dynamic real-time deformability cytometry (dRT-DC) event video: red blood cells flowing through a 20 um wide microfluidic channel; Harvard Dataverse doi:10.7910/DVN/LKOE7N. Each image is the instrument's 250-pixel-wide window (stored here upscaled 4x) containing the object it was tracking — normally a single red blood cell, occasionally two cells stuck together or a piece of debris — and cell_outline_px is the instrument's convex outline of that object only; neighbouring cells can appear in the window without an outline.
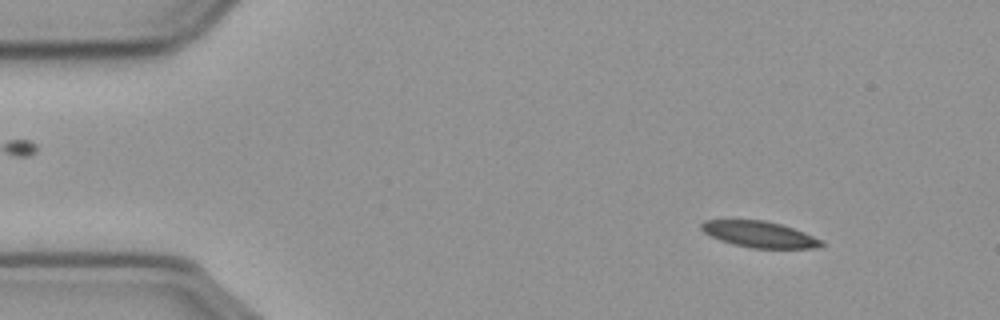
{"species": "common noctule bat (a hibernating species)", "species_latin": "Nyctalus noctula", "temperature_condition": "cold", "stored_images_in_passage": 57, "camera_frame_rate_fps": 3000, "um_per_image_px": 0.085, "animal": {"sex": "male", "body_mass_g": 23.1, "forearm_length_mm": 52.7}, "frame": {"image": 1, "passage_image": 7, "time_ms": 2.0, "image_size_px": [1000, 320], "cell_outline_px": [[824, 244], [816, 248], [752, 248], [732, 244], [720, 240], [704, 232], [700, 228], [700, 224], [704, 220], [764, 220], [780, 224], [804, 232], [824, 240]], "centroid_in_image_um": [64.56, 19.92], "position_along_channel_um": 20.4, "area_um2": 18.26}}
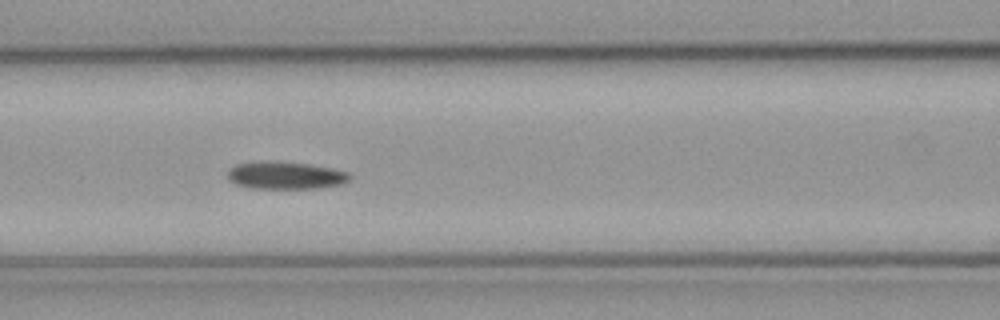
{"frame": {"image": 2, "passage_image": 24, "time_ms": 7.667, "image_size_px": [1000, 320], "cell_outline_px": [[352, 176], [344, 184], [320, 188], [252, 188], [236, 184], [228, 180], [228, 172], [236, 164], [308, 164], [332, 168], [348, 172]], "centroid_in_image_um": [24.36, 14.97], "position_along_channel_um": 142.2, "area_um2": 18.55}}
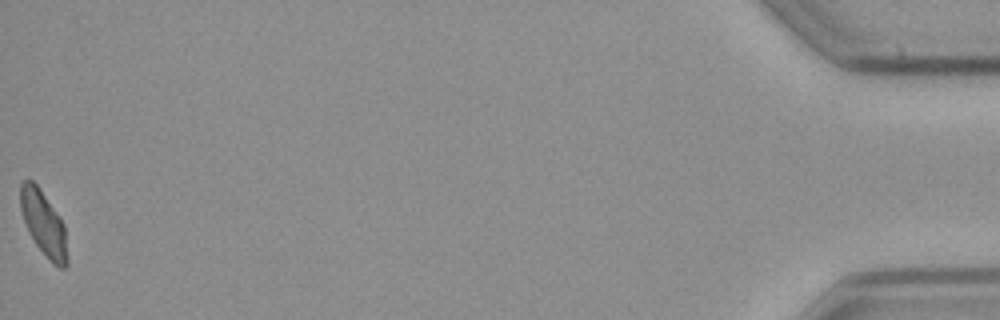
{"frame": {"image": 3, "passage_image": 57, "time_ms": 18.667, "image_size_px": [1000, 320], "cell_outline_px": [[68, 264], [64, 268], [60, 268], [36, 244], [28, 232], [20, 208], [20, 184], [28, 176], [40, 188], [64, 224], [68, 260]], "centroid_in_image_um": [3.69, 18.93], "position_along_channel_um": 431.5, "area_um2": 17.4}}